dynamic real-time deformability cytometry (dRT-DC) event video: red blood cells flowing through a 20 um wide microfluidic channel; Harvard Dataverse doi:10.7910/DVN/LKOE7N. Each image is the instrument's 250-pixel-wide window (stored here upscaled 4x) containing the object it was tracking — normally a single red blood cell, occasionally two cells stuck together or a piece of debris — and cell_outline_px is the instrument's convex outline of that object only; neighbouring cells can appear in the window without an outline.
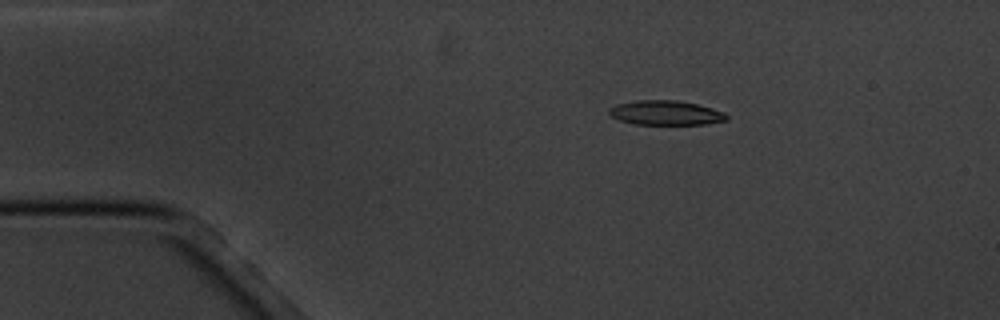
{"species": "common noctule bat (a hibernating species)", "species_latin": "Nyctalus noctula", "temperature_condition": "cold", "stored_images_in_passage": 6, "camera_frame_rate_fps": 3000, "um_per_image_px": 0.085, "animal": {"sex": "male", "body_mass_g": 20.1, "forearm_length_mm": 53.5}, "frame": {"image": 1, "passage_image": 3, "time_ms": 2.333, "image_size_px": [1000, 320], "cell_outline_px": [[728, 120], [708, 124], [636, 124], [620, 120], [612, 116], [608, 112], [608, 108], [616, 104], [636, 100], [676, 100], [696, 104], [712, 108], [724, 112], [728, 116]], "centroid_in_image_um": [56.59, 9.58], "position_along_channel_um": 28.4, "area_um2": 16.76}}
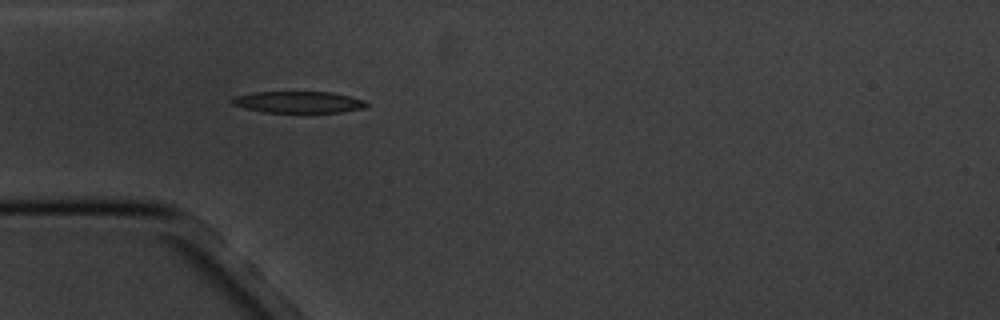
{"frame": {"image": 2, "passage_image": 5, "time_ms": 4.667, "image_size_px": [1000, 320], "cell_outline_px": [[368, 104], [364, 108], [340, 112], [264, 112], [244, 108], [232, 104], [228, 100], [236, 96], [252, 92], [332, 92], [364, 100]], "centroid_in_image_um": [25.32, 8.67], "position_along_channel_um": 59.7, "area_um2": 16.82}}
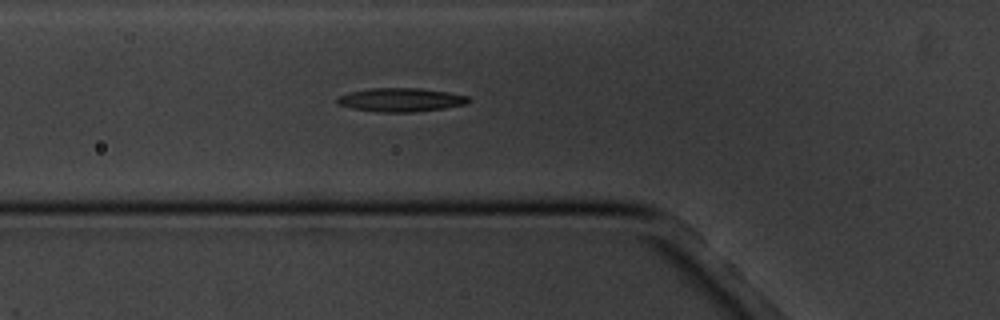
{"frame": {"image": 3, "passage_image": 6, "time_ms": 5.667, "image_size_px": [1000, 320], "cell_outline_px": [[468, 104], [444, 108], [416, 112], [376, 112], [352, 108], [336, 104], [336, 100], [340, 96], [352, 92], [368, 88], [420, 88], [448, 92], [468, 96]], "centroid_in_image_um": [34.07, 8.49], "position_along_channel_um": 91.7, "area_um2": 18.09}}